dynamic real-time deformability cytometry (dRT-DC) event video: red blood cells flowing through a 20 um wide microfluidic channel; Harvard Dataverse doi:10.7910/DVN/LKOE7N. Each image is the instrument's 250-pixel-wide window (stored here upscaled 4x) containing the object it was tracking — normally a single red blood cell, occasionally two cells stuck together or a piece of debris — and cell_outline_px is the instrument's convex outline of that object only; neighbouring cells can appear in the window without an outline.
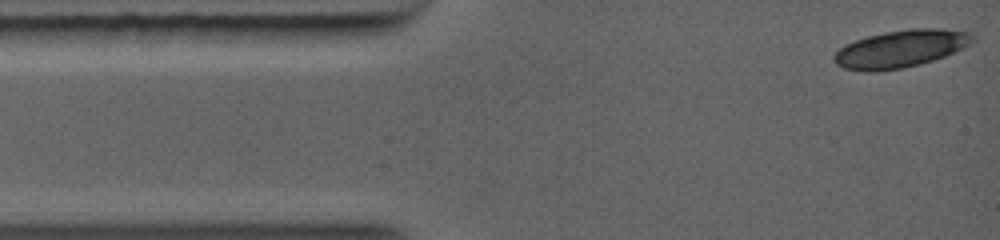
{"species": "common noctule bat (a hibernating species)", "species_latin": "Nyctalus noctula", "temperature_condition": "warm", "stored_images_in_passage": 5, "camera_frame_rate_fps": 5000, "um_per_image_px": 0.085, "animal": {"sex": "female", "body_mass_g": 19.0, "forearm_length_mm": 56.7}, "frame": {"image": 1, "passage_image": 1, "time_ms": 0.0, "image_size_px": [1000, 240], "cell_outline_px": [[976, 40], [944, 56], [920, 64], [904, 68], [876, 72], [864, 72], [844, 68], [836, 64], [832, 60], [832, 56], [844, 44], [868, 36], [884, 32], [908, 28], [940, 28], [972, 32], [976, 36]], "centroid_in_image_um": [76.53, 4.14], "position_along_channel_um": 8.5, "area_um2": 30.46}}